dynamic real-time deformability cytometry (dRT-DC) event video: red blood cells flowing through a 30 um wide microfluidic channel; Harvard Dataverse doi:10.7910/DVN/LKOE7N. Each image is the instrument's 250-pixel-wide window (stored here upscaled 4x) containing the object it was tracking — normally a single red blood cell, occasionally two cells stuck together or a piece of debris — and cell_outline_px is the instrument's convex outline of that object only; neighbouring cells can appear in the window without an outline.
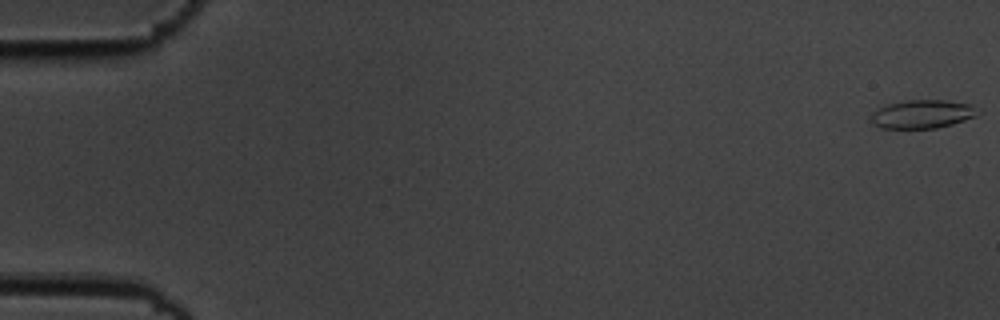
{"species": "common noctule bat (a hibernating species)", "species_latin": "Nyctalus noctula", "temperature_condition": "cold", "stored_images_in_passage": 7, "camera_frame_rate_fps": 3000, "um_per_image_px": 0.085, "animal": {"sex": "male", "body_mass_g": 19.5, "forearm_length_mm": 54.6}, "frame": {"image": 1, "passage_image": 1, "time_ms": 0.0, "image_size_px": [1000, 320], "cell_outline_px": [[980, 112], [976, 116], [952, 124], [936, 128], [880, 128], [872, 120], [872, 112], [888, 104], [908, 100], [948, 100], [972, 104], [980, 108]], "centroid_in_image_um": [78.48, 9.69], "position_along_channel_um": 6.5, "area_um2": 17.69}}
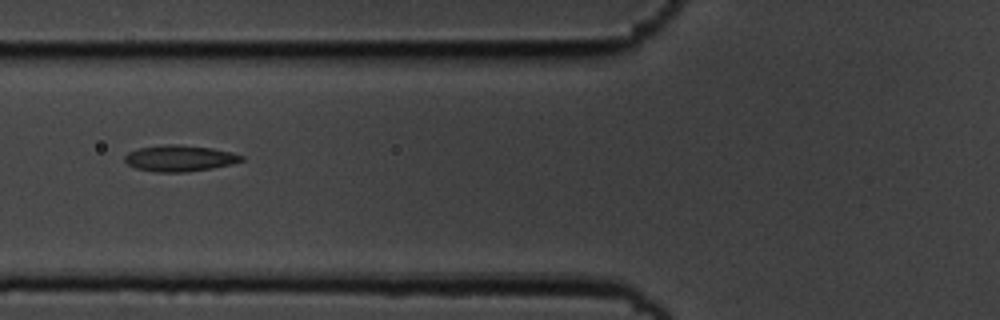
{"frame": {"image": 2, "passage_image": 7, "time_ms": 2.0, "image_size_px": [1000, 320], "cell_outline_px": [[244, 160], [232, 164], [184, 172], [156, 172], [136, 168], [128, 164], [124, 160], [124, 156], [128, 152], [140, 148], [164, 144], [180, 144], [212, 148], [232, 152], [244, 156]], "centroid_in_image_um": [15.27, 13.44], "position_along_channel_um": 110.5, "area_um2": 17.74}}